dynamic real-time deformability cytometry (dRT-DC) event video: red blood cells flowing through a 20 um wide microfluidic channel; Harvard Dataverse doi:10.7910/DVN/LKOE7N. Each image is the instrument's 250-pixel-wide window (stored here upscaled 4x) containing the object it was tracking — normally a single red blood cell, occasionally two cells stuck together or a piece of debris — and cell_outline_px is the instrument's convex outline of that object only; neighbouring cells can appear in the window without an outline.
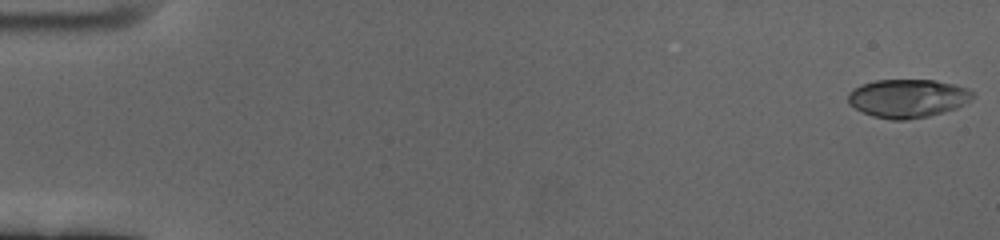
{"species": "human", "species_latin": "Homo sapiens", "temperature_condition": "cold", "stored_images_in_passage": 60, "camera_frame_rate_fps": 3000, "um_per_image_px": 0.085, "donor": {"sex": "female"}, "frame": {"image": 1, "passage_image": 1, "time_ms": 0.0, "image_size_px": [1000, 240], "cell_outline_px": [[976, 96], [972, 100], [956, 108], [944, 112], [928, 116], [908, 120], [892, 120], [872, 116], [848, 104], [848, 92], [852, 88], [860, 84], [876, 80], [936, 80], [968, 88]], "centroid_in_image_um": [77.15, 8.36], "position_along_channel_um": 7.8, "area_um2": 28.15}}
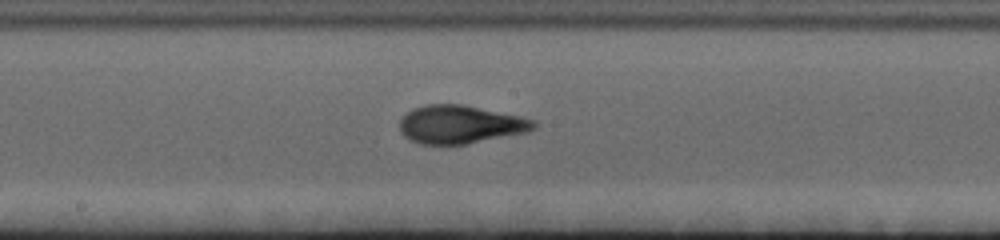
{"frame": {"image": 2, "passage_image": 33, "time_ms": 10.667, "image_size_px": [1000, 240], "cell_outline_px": [[536, 128], [528, 132], [464, 144], [420, 144], [408, 140], [400, 132], [400, 120], [412, 108], [424, 104], [464, 104], [520, 116], [536, 120]], "centroid_in_image_um": [39.12, 10.57], "position_along_channel_um": 209.1, "area_um2": 30.0}}
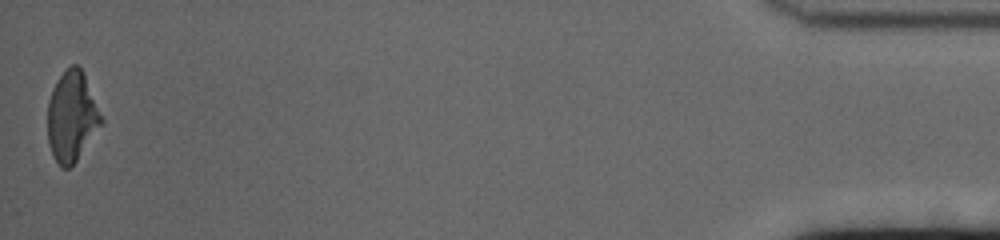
{"frame": {"image": 3, "passage_image": 60, "time_ms": 19.667, "image_size_px": [1000, 240], "cell_outline_px": [[104, 124], [76, 160], [68, 168], [60, 168], [52, 152], [48, 140], [48, 100], [52, 88], [56, 80], [72, 64], [76, 64], [84, 72], [104, 120]], "centroid_in_image_um": [6.13, 9.89], "position_along_channel_um": 429.1, "area_um2": 28.26}, "authors_computed_cell_mechanics": {"area_um2": 28.7844, "velocity_mm_per_s": 3.3981, "shape_relaxation_time_tau1_ms": 3.8505, "shape_relaxation_time_tau2_ms": 1.0914, "deformation_change_tau1": 0.193, "deformation_change_tau2": 0.0686}}